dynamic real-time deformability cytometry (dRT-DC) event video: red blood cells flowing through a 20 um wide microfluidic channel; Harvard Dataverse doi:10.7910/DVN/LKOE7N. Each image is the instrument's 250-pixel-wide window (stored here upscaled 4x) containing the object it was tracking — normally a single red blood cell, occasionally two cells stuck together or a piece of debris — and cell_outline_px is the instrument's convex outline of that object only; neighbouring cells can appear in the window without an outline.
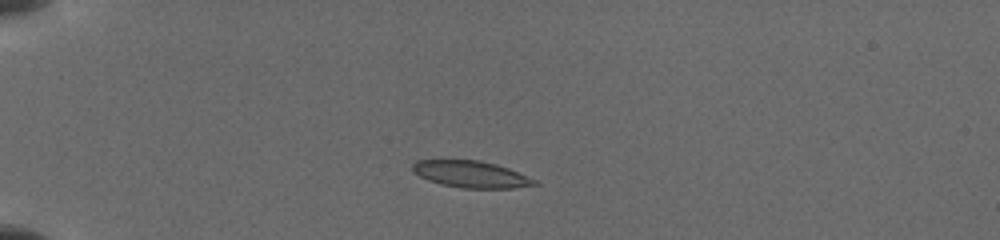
{"species": "common noctule bat (a hibernating species)", "species_latin": "Nyctalus noctula", "temperature_condition": "cold", "stored_images_in_passage": 5, "camera_frame_rate_fps": 3000, "um_per_image_px": 0.085, "animal": {"sex": "female", "body_mass_g": 19.5, "forearm_length_mm": 54.1}, "frame": {"image": 1, "passage_image": 1, "time_ms": 0.0, "image_size_px": [1000, 240], "cell_outline_px": [[540, 184], [512, 188], [460, 188], [440, 184], [428, 180], [412, 172], [412, 164], [416, 160], [440, 156], [480, 160], [496, 164], [508, 168], [536, 180]], "centroid_in_image_um": [39.91, 14.75], "position_along_channel_um": 45.1, "area_um2": 19.94}}
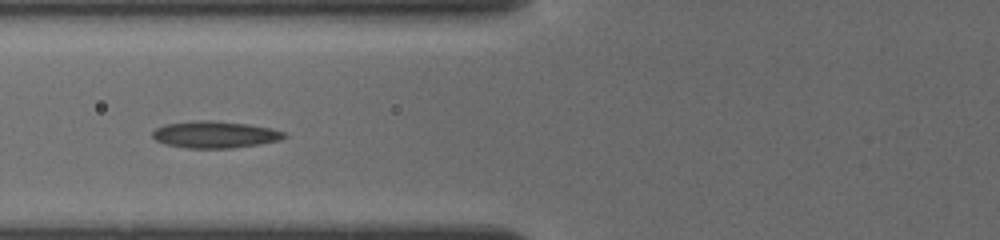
{"frame": {"image": 2, "passage_image": 4, "time_ms": 2.667, "image_size_px": [1000, 240], "cell_outline_px": [[288, 136], [280, 140], [260, 144], [232, 148], [188, 148], [164, 144], [156, 140], [152, 136], [152, 132], [156, 128], [164, 124], [200, 120], [212, 120], [248, 124], [272, 128], [284, 132]], "centroid_in_image_um": [18.28, 11.43], "position_along_channel_um": 107.5, "area_um2": 20.69}}